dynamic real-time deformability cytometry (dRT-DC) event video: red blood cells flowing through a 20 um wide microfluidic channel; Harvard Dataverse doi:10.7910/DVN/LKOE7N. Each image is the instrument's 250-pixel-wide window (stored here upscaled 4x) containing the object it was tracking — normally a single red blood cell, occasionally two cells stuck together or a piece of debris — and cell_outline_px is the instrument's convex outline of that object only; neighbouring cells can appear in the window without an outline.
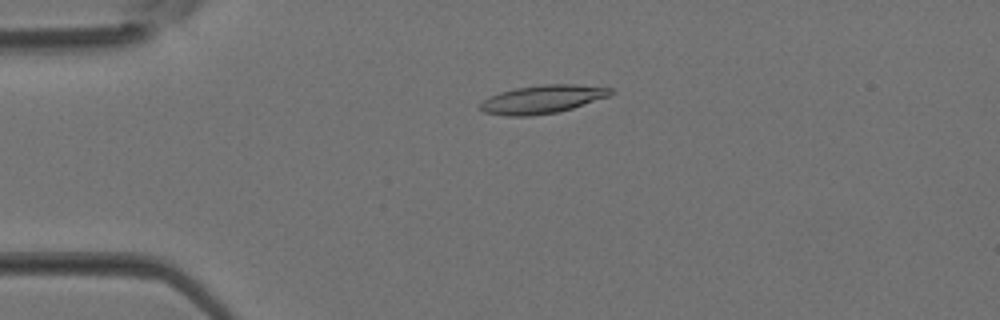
{"species": "Egyptian fruit bat (a non-hibernating species)", "species_latin": "Rousettus aegyptiacus", "temperature_condition": "room temperature", "stored_images_in_passage": 31, "camera_frame_rate_fps": 3000, "um_per_image_px": 0.085, "animal": {"sex": "female"}, "frame": {"image": 1, "passage_image": 2, "time_ms": 0.333, "image_size_px": [1000, 320], "cell_outline_px": [[612, 92], [608, 96], [572, 108], [556, 112], [532, 116], [508, 116], [484, 112], [480, 108], [480, 104], [488, 96], [500, 92], [516, 88], [544, 84], [576, 84], [612, 88]], "centroid_in_image_um": [46.07, 8.43], "position_along_channel_um": 38.9, "area_um2": 21.27}}
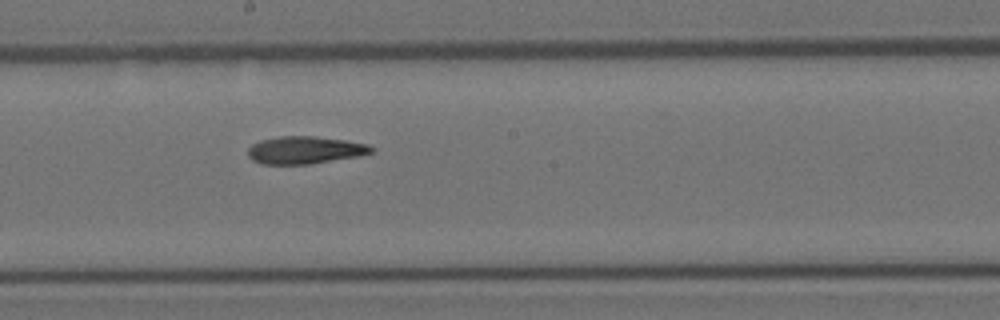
{"frame": {"image": 2, "passage_image": 14, "time_ms": 4.333, "image_size_px": [1000, 320], "cell_outline_px": [[376, 148], [372, 152], [360, 156], [308, 164], [264, 164], [252, 160], [248, 156], [248, 148], [252, 144], [260, 140], [280, 136], [316, 136], [344, 140], [368, 144]], "centroid_in_image_um": [25.93, 12.75], "position_along_channel_um": 222.3, "area_um2": 19.83}}
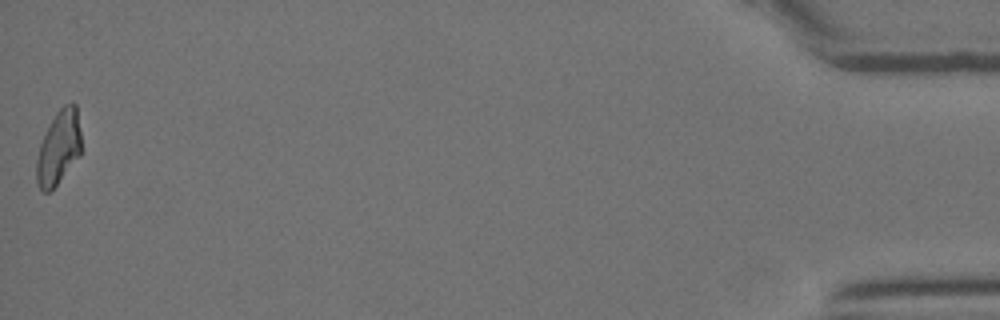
{"frame": {"image": 3, "passage_image": 31, "time_ms": 10.0, "image_size_px": [1000, 320], "cell_outline_px": [[80, 156], [56, 184], [48, 192], [44, 192], [40, 188], [36, 180], [36, 160], [40, 144], [56, 112], [64, 104], [72, 100], [76, 104], [80, 132]], "centroid_in_image_um": [4.99, 12.52], "position_along_channel_um": 430.2, "area_um2": 19.02}}